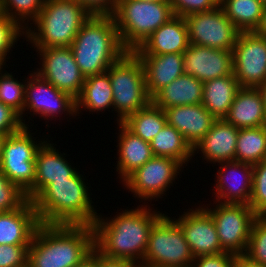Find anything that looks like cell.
<instances>
[{
    "label": "cell",
    "mask_w": 266,
    "mask_h": 267,
    "mask_svg": "<svg viewBox=\"0 0 266 267\" xmlns=\"http://www.w3.org/2000/svg\"><path fill=\"white\" fill-rule=\"evenodd\" d=\"M30 77V78H29ZM25 85V102L22 118L25 110L29 109L32 115L39 114L48 119L58 116V113L76 116V100L70 94L58 90L50 82L39 76L36 72L30 74ZM29 80V81H28ZM75 114V115H74ZM55 115V116H54ZM51 116V117H50Z\"/></svg>",
    "instance_id": "obj_15"
},
{
    "label": "cell",
    "mask_w": 266,
    "mask_h": 267,
    "mask_svg": "<svg viewBox=\"0 0 266 267\" xmlns=\"http://www.w3.org/2000/svg\"><path fill=\"white\" fill-rule=\"evenodd\" d=\"M145 2H169V0H140Z\"/></svg>",
    "instance_id": "obj_51"
},
{
    "label": "cell",
    "mask_w": 266,
    "mask_h": 267,
    "mask_svg": "<svg viewBox=\"0 0 266 267\" xmlns=\"http://www.w3.org/2000/svg\"><path fill=\"white\" fill-rule=\"evenodd\" d=\"M151 210L141 205L122 211L111 220L99 215L92 225L95 250L104 257L128 260L141 266L150 230L163 215Z\"/></svg>",
    "instance_id": "obj_1"
},
{
    "label": "cell",
    "mask_w": 266,
    "mask_h": 267,
    "mask_svg": "<svg viewBox=\"0 0 266 267\" xmlns=\"http://www.w3.org/2000/svg\"><path fill=\"white\" fill-rule=\"evenodd\" d=\"M235 267H266V265L252 261L245 254H242L236 257Z\"/></svg>",
    "instance_id": "obj_47"
},
{
    "label": "cell",
    "mask_w": 266,
    "mask_h": 267,
    "mask_svg": "<svg viewBox=\"0 0 266 267\" xmlns=\"http://www.w3.org/2000/svg\"><path fill=\"white\" fill-rule=\"evenodd\" d=\"M112 16L123 47L134 51L174 14L170 2L118 0Z\"/></svg>",
    "instance_id": "obj_6"
},
{
    "label": "cell",
    "mask_w": 266,
    "mask_h": 267,
    "mask_svg": "<svg viewBox=\"0 0 266 267\" xmlns=\"http://www.w3.org/2000/svg\"><path fill=\"white\" fill-rule=\"evenodd\" d=\"M150 147L154 156L169 157L186 166L195 155L184 136L168 124L152 139Z\"/></svg>",
    "instance_id": "obj_31"
},
{
    "label": "cell",
    "mask_w": 266,
    "mask_h": 267,
    "mask_svg": "<svg viewBox=\"0 0 266 267\" xmlns=\"http://www.w3.org/2000/svg\"><path fill=\"white\" fill-rule=\"evenodd\" d=\"M70 48L85 78L106 72L127 52L112 15H91Z\"/></svg>",
    "instance_id": "obj_4"
},
{
    "label": "cell",
    "mask_w": 266,
    "mask_h": 267,
    "mask_svg": "<svg viewBox=\"0 0 266 267\" xmlns=\"http://www.w3.org/2000/svg\"><path fill=\"white\" fill-rule=\"evenodd\" d=\"M194 258L179 224L163 214L150 230L141 267H191Z\"/></svg>",
    "instance_id": "obj_8"
},
{
    "label": "cell",
    "mask_w": 266,
    "mask_h": 267,
    "mask_svg": "<svg viewBox=\"0 0 266 267\" xmlns=\"http://www.w3.org/2000/svg\"><path fill=\"white\" fill-rule=\"evenodd\" d=\"M238 132L239 129L225 119H216L209 132L193 148V153L201 150L203 159L214 164L234 161Z\"/></svg>",
    "instance_id": "obj_24"
},
{
    "label": "cell",
    "mask_w": 266,
    "mask_h": 267,
    "mask_svg": "<svg viewBox=\"0 0 266 267\" xmlns=\"http://www.w3.org/2000/svg\"><path fill=\"white\" fill-rule=\"evenodd\" d=\"M43 140L35 156V181L33 188L26 194L32 201L48 184L54 180L72 177L77 169L73 168L66 158L53 146Z\"/></svg>",
    "instance_id": "obj_20"
},
{
    "label": "cell",
    "mask_w": 266,
    "mask_h": 267,
    "mask_svg": "<svg viewBox=\"0 0 266 267\" xmlns=\"http://www.w3.org/2000/svg\"><path fill=\"white\" fill-rule=\"evenodd\" d=\"M6 135H2L0 134V160H1V155H2V146H3V142L5 140Z\"/></svg>",
    "instance_id": "obj_50"
},
{
    "label": "cell",
    "mask_w": 266,
    "mask_h": 267,
    "mask_svg": "<svg viewBox=\"0 0 266 267\" xmlns=\"http://www.w3.org/2000/svg\"><path fill=\"white\" fill-rule=\"evenodd\" d=\"M99 267H141L137 263L128 260L110 259L99 253Z\"/></svg>",
    "instance_id": "obj_45"
},
{
    "label": "cell",
    "mask_w": 266,
    "mask_h": 267,
    "mask_svg": "<svg viewBox=\"0 0 266 267\" xmlns=\"http://www.w3.org/2000/svg\"><path fill=\"white\" fill-rule=\"evenodd\" d=\"M91 15L76 0H45L39 16L33 21L34 30L32 26L25 28V37L35 45L34 48L70 47Z\"/></svg>",
    "instance_id": "obj_5"
},
{
    "label": "cell",
    "mask_w": 266,
    "mask_h": 267,
    "mask_svg": "<svg viewBox=\"0 0 266 267\" xmlns=\"http://www.w3.org/2000/svg\"><path fill=\"white\" fill-rule=\"evenodd\" d=\"M245 255L252 261L266 265V217L257 216L251 227Z\"/></svg>",
    "instance_id": "obj_36"
},
{
    "label": "cell",
    "mask_w": 266,
    "mask_h": 267,
    "mask_svg": "<svg viewBox=\"0 0 266 267\" xmlns=\"http://www.w3.org/2000/svg\"><path fill=\"white\" fill-rule=\"evenodd\" d=\"M143 64L148 96L184 74L183 53L136 54Z\"/></svg>",
    "instance_id": "obj_23"
},
{
    "label": "cell",
    "mask_w": 266,
    "mask_h": 267,
    "mask_svg": "<svg viewBox=\"0 0 266 267\" xmlns=\"http://www.w3.org/2000/svg\"><path fill=\"white\" fill-rule=\"evenodd\" d=\"M175 16L183 18L205 11L213 10L219 6L220 0H169Z\"/></svg>",
    "instance_id": "obj_40"
},
{
    "label": "cell",
    "mask_w": 266,
    "mask_h": 267,
    "mask_svg": "<svg viewBox=\"0 0 266 267\" xmlns=\"http://www.w3.org/2000/svg\"><path fill=\"white\" fill-rule=\"evenodd\" d=\"M219 5L240 32L255 31L265 6L258 0H220Z\"/></svg>",
    "instance_id": "obj_32"
},
{
    "label": "cell",
    "mask_w": 266,
    "mask_h": 267,
    "mask_svg": "<svg viewBox=\"0 0 266 267\" xmlns=\"http://www.w3.org/2000/svg\"><path fill=\"white\" fill-rule=\"evenodd\" d=\"M204 83L197 78L183 74L159 90L151 102L163 110L173 106L197 105L202 103Z\"/></svg>",
    "instance_id": "obj_26"
},
{
    "label": "cell",
    "mask_w": 266,
    "mask_h": 267,
    "mask_svg": "<svg viewBox=\"0 0 266 267\" xmlns=\"http://www.w3.org/2000/svg\"><path fill=\"white\" fill-rule=\"evenodd\" d=\"M260 2H262L264 5H266V0H258Z\"/></svg>",
    "instance_id": "obj_52"
},
{
    "label": "cell",
    "mask_w": 266,
    "mask_h": 267,
    "mask_svg": "<svg viewBox=\"0 0 266 267\" xmlns=\"http://www.w3.org/2000/svg\"><path fill=\"white\" fill-rule=\"evenodd\" d=\"M44 2L45 0H0V12L15 19L23 28H28L29 19L32 22L39 16ZM26 20L27 23L24 24Z\"/></svg>",
    "instance_id": "obj_34"
},
{
    "label": "cell",
    "mask_w": 266,
    "mask_h": 267,
    "mask_svg": "<svg viewBox=\"0 0 266 267\" xmlns=\"http://www.w3.org/2000/svg\"><path fill=\"white\" fill-rule=\"evenodd\" d=\"M25 28L15 19L0 12V66H4L7 54L20 36H24Z\"/></svg>",
    "instance_id": "obj_38"
},
{
    "label": "cell",
    "mask_w": 266,
    "mask_h": 267,
    "mask_svg": "<svg viewBox=\"0 0 266 267\" xmlns=\"http://www.w3.org/2000/svg\"><path fill=\"white\" fill-rule=\"evenodd\" d=\"M189 45L188 27L185 18L174 15L133 52L135 54L183 53Z\"/></svg>",
    "instance_id": "obj_21"
},
{
    "label": "cell",
    "mask_w": 266,
    "mask_h": 267,
    "mask_svg": "<svg viewBox=\"0 0 266 267\" xmlns=\"http://www.w3.org/2000/svg\"><path fill=\"white\" fill-rule=\"evenodd\" d=\"M92 225L40 224L28 251L29 267H75L94 250Z\"/></svg>",
    "instance_id": "obj_2"
},
{
    "label": "cell",
    "mask_w": 266,
    "mask_h": 267,
    "mask_svg": "<svg viewBox=\"0 0 266 267\" xmlns=\"http://www.w3.org/2000/svg\"><path fill=\"white\" fill-rule=\"evenodd\" d=\"M215 185L216 203L249 205L253 165L238 161L220 162Z\"/></svg>",
    "instance_id": "obj_18"
},
{
    "label": "cell",
    "mask_w": 266,
    "mask_h": 267,
    "mask_svg": "<svg viewBox=\"0 0 266 267\" xmlns=\"http://www.w3.org/2000/svg\"><path fill=\"white\" fill-rule=\"evenodd\" d=\"M23 127H28L25 124V119H21L20 115L12 108L0 103V134L10 135Z\"/></svg>",
    "instance_id": "obj_42"
},
{
    "label": "cell",
    "mask_w": 266,
    "mask_h": 267,
    "mask_svg": "<svg viewBox=\"0 0 266 267\" xmlns=\"http://www.w3.org/2000/svg\"><path fill=\"white\" fill-rule=\"evenodd\" d=\"M249 206L258 216L266 214V159L253 165L252 193Z\"/></svg>",
    "instance_id": "obj_37"
},
{
    "label": "cell",
    "mask_w": 266,
    "mask_h": 267,
    "mask_svg": "<svg viewBox=\"0 0 266 267\" xmlns=\"http://www.w3.org/2000/svg\"><path fill=\"white\" fill-rule=\"evenodd\" d=\"M189 42L212 49L232 51L240 31L226 17L221 6L185 17Z\"/></svg>",
    "instance_id": "obj_11"
},
{
    "label": "cell",
    "mask_w": 266,
    "mask_h": 267,
    "mask_svg": "<svg viewBox=\"0 0 266 267\" xmlns=\"http://www.w3.org/2000/svg\"><path fill=\"white\" fill-rule=\"evenodd\" d=\"M236 255L222 252L194 258L191 267H235Z\"/></svg>",
    "instance_id": "obj_43"
},
{
    "label": "cell",
    "mask_w": 266,
    "mask_h": 267,
    "mask_svg": "<svg viewBox=\"0 0 266 267\" xmlns=\"http://www.w3.org/2000/svg\"><path fill=\"white\" fill-rule=\"evenodd\" d=\"M54 180L33 200L40 224L93 225L99 216L83 175Z\"/></svg>",
    "instance_id": "obj_3"
},
{
    "label": "cell",
    "mask_w": 266,
    "mask_h": 267,
    "mask_svg": "<svg viewBox=\"0 0 266 267\" xmlns=\"http://www.w3.org/2000/svg\"><path fill=\"white\" fill-rule=\"evenodd\" d=\"M232 54L233 74L240 87L256 88L266 81V37L240 32Z\"/></svg>",
    "instance_id": "obj_13"
},
{
    "label": "cell",
    "mask_w": 266,
    "mask_h": 267,
    "mask_svg": "<svg viewBox=\"0 0 266 267\" xmlns=\"http://www.w3.org/2000/svg\"><path fill=\"white\" fill-rule=\"evenodd\" d=\"M259 36L266 37V5L264 6L259 25L254 31Z\"/></svg>",
    "instance_id": "obj_48"
},
{
    "label": "cell",
    "mask_w": 266,
    "mask_h": 267,
    "mask_svg": "<svg viewBox=\"0 0 266 267\" xmlns=\"http://www.w3.org/2000/svg\"><path fill=\"white\" fill-rule=\"evenodd\" d=\"M30 245H0V267H25L28 265Z\"/></svg>",
    "instance_id": "obj_41"
},
{
    "label": "cell",
    "mask_w": 266,
    "mask_h": 267,
    "mask_svg": "<svg viewBox=\"0 0 266 267\" xmlns=\"http://www.w3.org/2000/svg\"><path fill=\"white\" fill-rule=\"evenodd\" d=\"M28 200L26 193L0 170V213L20 208Z\"/></svg>",
    "instance_id": "obj_39"
},
{
    "label": "cell",
    "mask_w": 266,
    "mask_h": 267,
    "mask_svg": "<svg viewBox=\"0 0 266 267\" xmlns=\"http://www.w3.org/2000/svg\"><path fill=\"white\" fill-rule=\"evenodd\" d=\"M184 74L191 75L203 83L233 74L232 51L193 45L183 52Z\"/></svg>",
    "instance_id": "obj_17"
},
{
    "label": "cell",
    "mask_w": 266,
    "mask_h": 267,
    "mask_svg": "<svg viewBox=\"0 0 266 267\" xmlns=\"http://www.w3.org/2000/svg\"><path fill=\"white\" fill-rule=\"evenodd\" d=\"M75 100L76 115L82 108L88 109L89 112H102L112 108L113 90L109 74L104 72L85 78L81 93Z\"/></svg>",
    "instance_id": "obj_29"
},
{
    "label": "cell",
    "mask_w": 266,
    "mask_h": 267,
    "mask_svg": "<svg viewBox=\"0 0 266 267\" xmlns=\"http://www.w3.org/2000/svg\"><path fill=\"white\" fill-rule=\"evenodd\" d=\"M266 159V125L239 129L235 161L251 165Z\"/></svg>",
    "instance_id": "obj_33"
},
{
    "label": "cell",
    "mask_w": 266,
    "mask_h": 267,
    "mask_svg": "<svg viewBox=\"0 0 266 267\" xmlns=\"http://www.w3.org/2000/svg\"><path fill=\"white\" fill-rule=\"evenodd\" d=\"M167 124L178 130L194 148L209 132L216 118L201 104L165 109Z\"/></svg>",
    "instance_id": "obj_19"
},
{
    "label": "cell",
    "mask_w": 266,
    "mask_h": 267,
    "mask_svg": "<svg viewBox=\"0 0 266 267\" xmlns=\"http://www.w3.org/2000/svg\"><path fill=\"white\" fill-rule=\"evenodd\" d=\"M39 225L37 212L30 200L20 208L0 213V245H30Z\"/></svg>",
    "instance_id": "obj_22"
},
{
    "label": "cell",
    "mask_w": 266,
    "mask_h": 267,
    "mask_svg": "<svg viewBox=\"0 0 266 267\" xmlns=\"http://www.w3.org/2000/svg\"><path fill=\"white\" fill-rule=\"evenodd\" d=\"M216 208H205L214 220L221 248L236 256L245 254L251 227L258 216L249 205L217 203Z\"/></svg>",
    "instance_id": "obj_10"
},
{
    "label": "cell",
    "mask_w": 266,
    "mask_h": 267,
    "mask_svg": "<svg viewBox=\"0 0 266 267\" xmlns=\"http://www.w3.org/2000/svg\"><path fill=\"white\" fill-rule=\"evenodd\" d=\"M37 49L42 67L37 68L35 72L58 90L64 91L76 99L81 93L85 77L76 64L71 48Z\"/></svg>",
    "instance_id": "obj_14"
},
{
    "label": "cell",
    "mask_w": 266,
    "mask_h": 267,
    "mask_svg": "<svg viewBox=\"0 0 266 267\" xmlns=\"http://www.w3.org/2000/svg\"><path fill=\"white\" fill-rule=\"evenodd\" d=\"M92 15H112L118 0H76Z\"/></svg>",
    "instance_id": "obj_44"
},
{
    "label": "cell",
    "mask_w": 266,
    "mask_h": 267,
    "mask_svg": "<svg viewBox=\"0 0 266 267\" xmlns=\"http://www.w3.org/2000/svg\"><path fill=\"white\" fill-rule=\"evenodd\" d=\"M0 66V100L1 103L12 108L19 115L23 113L25 102V83H19L16 78L6 72L2 74Z\"/></svg>",
    "instance_id": "obj_35"
},
{
    "label": "cell",
    "mask_w": 266,
    "mask_h": 267,
    "mask_svg": "<svg viewBox=\"0 0 266 267\" xmlns=\"http://www.w3.org/2000/svg\"><path fill=\"white\" fill-rule=\"evenodd\" d=\"M29 127L6 135L2 146L0 170L26 194L33 188L35 181V156L42 145L32 138Z\"/></svg>",
    "instance_id": "obj_9"
},
{
    "label": "cell",
    "mask_w": 266,
    "mask_h": 267,
    "mask_svg": "<svg viewBox=\"0 0 266 267\" xmlns=\"http://www.w3.org/2000/svg\"><path fill=\"white\" fill-rule=\"evenodd\" d=\"M203 88L202 105L216 119H224L241 87L232 74L208 80Z\"/></svg>",
    "instance_id": "obj_28"
},
{
    "label": "cell",
    "mask_w": 266,
    "mask_h": 267,
    "mask_svg": "<svg viewBox=\"0 0 266 267\" xmlns=\"http://www.w3.org/2000/svg\"><path fill=\"white\" fill-rule=\"evenodd\" d=\"M121 123L133 134L150 143L166 126L167 118L162 108L150 102L145 108L127 116Z\"/></svg>",
    "instance_id": "obj_30"
},
{
    "label": "cell",
    "mask_w": 266,
    "mask_h": 267,
    "mask_svg": "<svg viewBox=\"0 0 266 267\" xmlns=\"http://www.w3.org/2000/svg\"><path fill=\"white\" fill-rule=\"evenodd\" d=\"M75 267H99V253L94 249Z\"/></svg>",
    "instance_id": "obj_46"
},
{
    "label": "cell",
    "mask_w": 266,
    "mask_h": 267,
    "mask_svg": "<svg viewBox=\"0 0 266 267\" xmlns=\"http://www.w3.org/2000/svg\"><path fill=\"white\" fill-rule=\"evenodd\" d=\"M175 221L181 227L195 258L224 252L219 242L214 220L205 207L198 206L196 210L190 209Z\"/></svg>",
    "instance_id": "obj_16"
},
{
    "label": "cell",
    "mask_w": 266,
    "mask_h": 267,
    "mask_svg": "<svg viewBox=\"0 0 266 267\" xmlns=\"http://www.w3.org/2000/svg\"><path fill=\"white\" fill-rule=\"evenodd\" d=\"M118 143V163L117 172L120 174L122 182L136 169L143 166L154 155L150 143L145 142L139 136L129 131L119 122ZM119 170V171H118Z\"/></svg>",
    "instance_id": "obj_27"
},
{
    "label": "cell",
    "mask_w": 266,
    "mask_h": 267,
    "mask_svg": "<svg viewBox=\"0 0 266 267\" xmlns=\"http://www.w3.org/2000/svg\"><path fill=\"white\" fill-rule=\"evenodd\" d=\"M113 90V109L117 111V123L145 108L148 96L143 64L133 51H127L106 71Z\"/></svg>",
    "instance_id": "obj_7"
},
{
    "label": "cell",
    "mask_w": 266,
    "mask_h": 267,
    "mask_svg": "<svg viewBox=\"0 0 266 267\" xmlns=\"http://www.w3.org/2000/svg\"><path fill=\"white\" fill-rule=\"evenodd\" d=\"M224 119L237 129L265 126L266 113L258 90L241 87Z\"/></svg>",
    "instance_id": "obj_25"
},
{
    "label": "cell",
    "mask_w": 266,
    "mask_h": 267,
    "mask_svg": "<svg viewBox=\"0 0 266 267\" xmlns=\"http://www.w3.org/2000/svg\"><path fill=\"white\" fill-rule=\"evenodd\" d=\"M256 89L258 90V92L261 95L262 102L264 104V110H265V113H266V81H264L261 85H258L256 87Z\"/></svg>",
    "instance_id": "obj_49"
},
{
    "label": "cell",
    "mask_w": 266,
    "mask_h": 267,
    "mask_svg": "<svg viewBox=\"0 0 266 267\" xmlns=\"http://www.w3.org/2000/svg\"><path fill=\"white\" fill-rule=\"evenodd\" d=\"M182 164L169 157L153 156L143 166L136 169L124 181L123 185L134 193V197L152 200L162 198L173 183ZM150 199V200H149Z\"/></svg>",
    "instance_id": "obj_12"
}]
</instances>
